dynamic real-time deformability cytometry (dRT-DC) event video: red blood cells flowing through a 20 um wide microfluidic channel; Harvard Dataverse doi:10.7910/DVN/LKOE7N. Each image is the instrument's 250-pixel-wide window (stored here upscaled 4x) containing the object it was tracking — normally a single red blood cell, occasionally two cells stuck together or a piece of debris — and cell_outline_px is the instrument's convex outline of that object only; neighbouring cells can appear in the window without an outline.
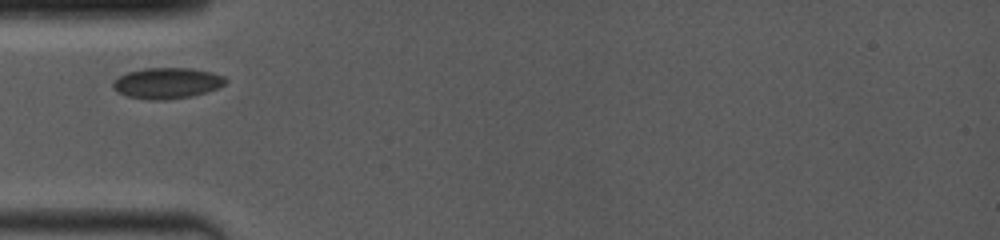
{"species": "common noctule bat (a hibernating species)", "species_latin": "Nyctalus noctula", "temperature_condition": "room temperature", "stored_images_in_passage": 4, "camera_frame_rate_fps": 4000, "um_per_image_px": 0.085, "animal": {"sex": "female", "body_mass_g": 19.0, "forearm_length_mm": 53.3}, "frame": {"image": 1, "passage_image": 1, "time_ms": 0.0, "image_size_px": [1000, 240], "cell_outline_px": [[228, 80], [220, 88], [192, 96], [164, 100], [148, 100], [128, 96], [116, 92], [112, 88], [112, 84], [120, 76], [128, 72], [144, 68], [188, 68], [212, 72], [224, 76]], "centroid_in_image_um": [14.21, 7.07], "position_along_channel_um": 70.8, "area_um2": 20.35}}
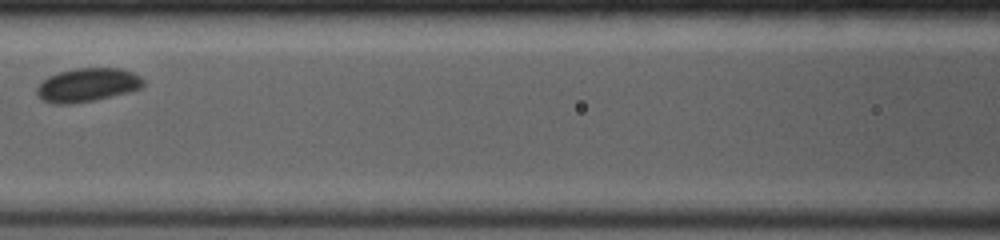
{"frame": {"image": 2, "passage_image": 3, "time_ms": 2.25, "image_size_px": [1000, 240], "cell_outline_px": [[144, 84], [140, 88], [128, 92], [112, 96], [72, 104], [52, 104], [40, 100], [36, 96], [36, 88], [48, 76], [72, 68], [120, 68], [132, 72], [140, 76], [144, 80]], "centroid_in_image_um": [7.39, 7.23], "position_along_channel_um": 159.2, "area_um2": 20.98}}
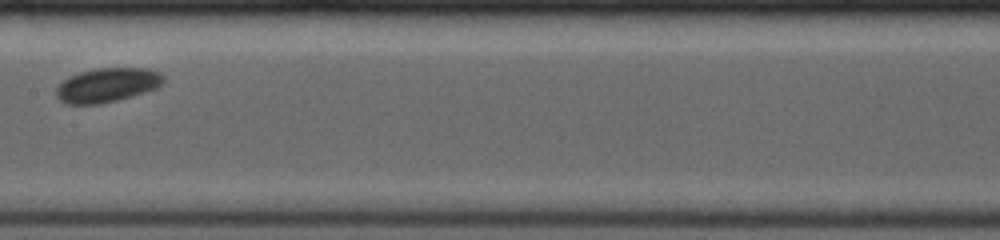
{"frame": {"image": 3, "passage_image": 4, "time_ms": 3.25, "image_size_px": [1000, 240], "cell_outline_px": [[164, 80], [156, 88], [144, 92], [116, 100], [100, 104], [68, 104], [60, 100], [56, 96], [56, 88], [68, 76], [80, 72], [96, 68], [144, 68], [156, 72], [164, 76]], "centroid_in_image_um": [9.07, 7.23], "position_along_channel_um": 198.3, "area_um2": 21.1}}